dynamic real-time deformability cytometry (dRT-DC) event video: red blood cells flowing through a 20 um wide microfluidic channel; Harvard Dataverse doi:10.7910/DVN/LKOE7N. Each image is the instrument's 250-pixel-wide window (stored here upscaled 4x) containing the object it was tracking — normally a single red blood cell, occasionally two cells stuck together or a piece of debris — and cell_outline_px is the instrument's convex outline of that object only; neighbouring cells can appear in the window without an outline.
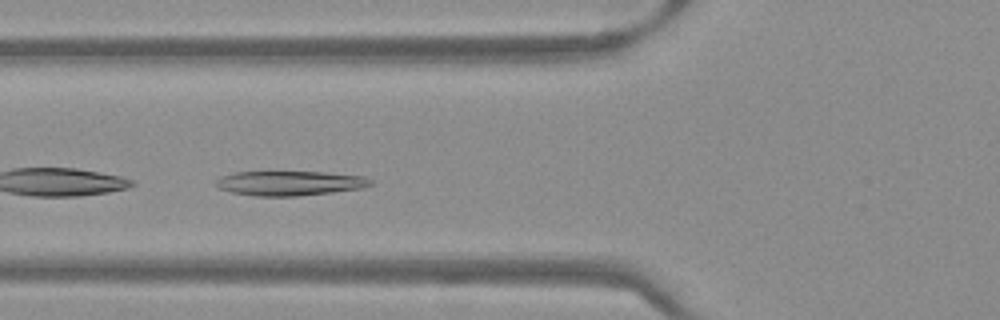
{"species": "Egyptian fruit bat (a non-hibernating species)", "species_latin": "Rousettus aegyptiacus", "temperature_condition": "warm", "stored_images_in_passage": 49, "segment_of_instrument_passage": [1, 2], "camera_frame_rate_fps": 3000, "um_per_image_px": 0.085, "frame": {"image": 1, "passage_image": 16, "time_ms": 5.0, "image_size_px": [1000, 320], "cell_outline_px": [[372, 184], [364, 188], [332, 192], [296, 196], [252, 196], [232, 192], [216, 188], [212, 184], [220, 176], [236, 172], [328, 172], [364, 176], [372, 180]], "centroid_in_image_um": [24.59, 15.57], "position_along_channel_um": 101.2, "area_um2": 22.43}}
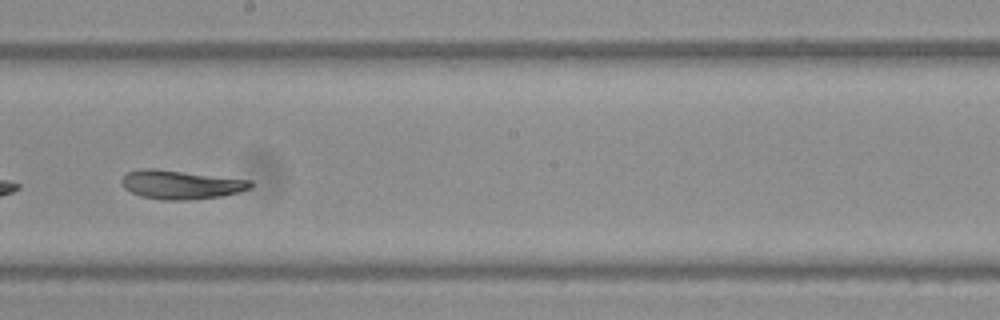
{"frame": {"image": 2, "passage_image": 26, "time_ms": 8.333, "image_size_px": [1000, 320], "cell_outline_px": [[252, 188], [220, 196], [184, 200], [164, 200], [140, 196], [124, 188], [120, 180], [128, 172], [144, 168], [156, 168], [252, 180]], "centroid_in_image_um": [15.36, 15.68], "position_along_channel_um": 232.8, "area_um2": 21.56}}
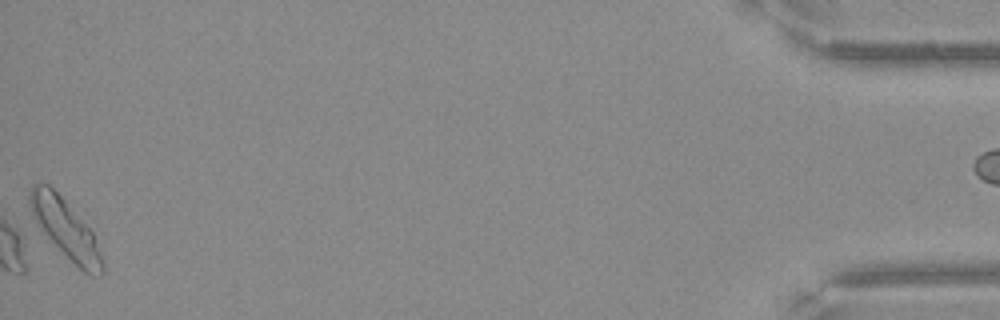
{"frame": {"image": 3, "passage_image": 48, "time_ms": 15.667, "image_size_px": [1000, 320], "cell_outline_px": [[104, 272], [100, 276], [92, 276], [84, 272], [36, 224], [32, 216], [28, 204], [28, 192], [32, 184], [48, 184], [64, 200], [92, 232], [100, 252], [104, 264]], "centroid_in_image_um": [5.54, 19.42], "position_along_channel_um": 429.7, "area_um2": 24.1}}